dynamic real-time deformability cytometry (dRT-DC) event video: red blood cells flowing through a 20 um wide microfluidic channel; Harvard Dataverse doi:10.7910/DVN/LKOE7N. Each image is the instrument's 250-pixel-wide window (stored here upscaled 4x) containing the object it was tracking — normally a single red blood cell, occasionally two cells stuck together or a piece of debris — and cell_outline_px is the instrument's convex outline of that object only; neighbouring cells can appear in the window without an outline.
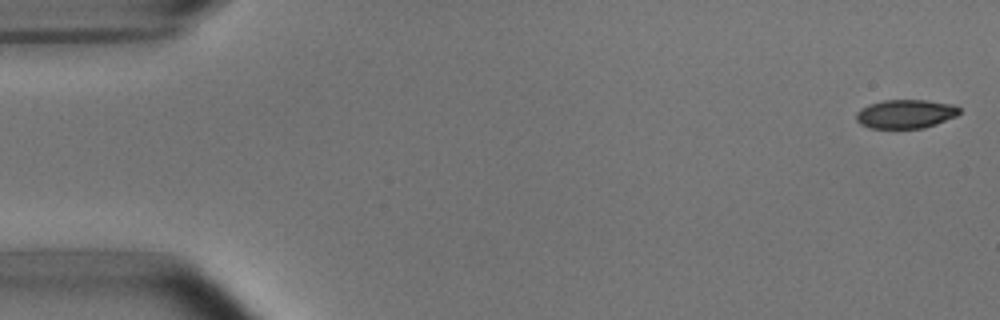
{"species": "common noctule bat (a hibernating species)", "species_latin": "Nyctalus noctula", "temperature_condition": "room temperature", "stored_images_in_passage": 52, "camera_frame_rate_fps": 3000, "um_per_image_px": 0.085, "animal": {"sex": "male", "body_mass_g": 15.6}, "frame": {"image": 1, "passage_image": 1, "time_ms": 0.0, "image_size_px": [1000, 320], "cell_outline_px": [[960, 112], [956, 116], [936, 124], [924, 128], [868, 128], [860, 124], [856, 120], [856, 112], [860, 108], [868, 104], [884, 100], [924, 100], [956, 104], [960, 108]], "centroid_in_image_um": [76.96, 9.68], "position_along_channel_um": 8.0, "area_um2": 17.51}}
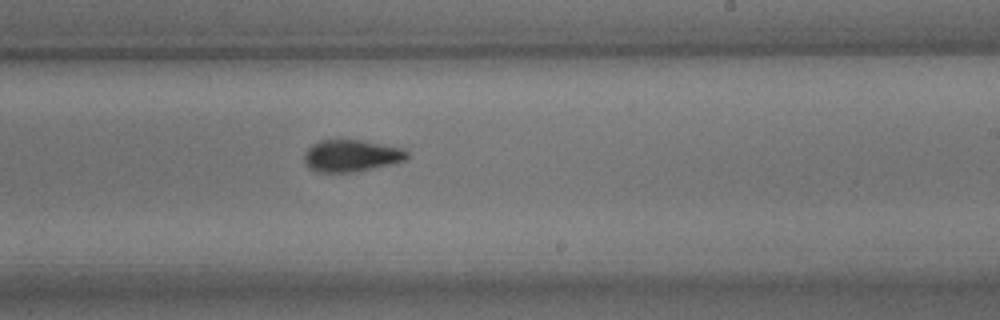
{"frame": {"image": 2, "passage_image": 31, "time_ms": 10.0, "image_size_px": [1000, 320], "cell_outline_px": [[408, 156], [404, 160], [392, 164], [356, 172], [316, 172], [308, 168], [304, 164], [304, 152], [312, 144], [320, 140], [360, 140], [404, 148], [408, 152]], "centroid_in_image_um": [29.83, 13.24], "position_along_channel_um": 259.2, "area_um2": 19.31}}
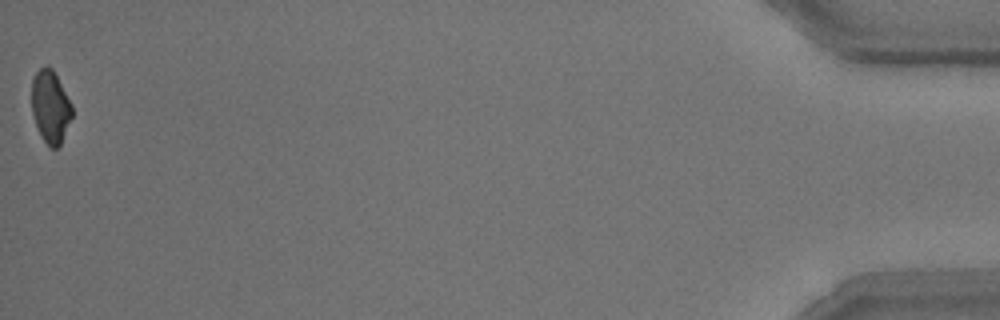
{"frame": {"image": 3, "passage_image": 52, "time_ms": 17.0, "image_size_px": [1000, 320], "cell_outline_px": [[72, 116], [60, 144], [56, 148], [52, 148], [44, 140], [36, 124], [32, 112], [32, 80], [36, 72], [44, 64], [48, 64], [52, 68], [72, 104]], "centroid_in_image_um": [4.28, 9.01], "position_along_channel_um": 430.9, "area_um2": 16.82}, "authors_computed_cell_mechanics": {"area_um2": 18.8717, "velocity_mm_per_s": 3.8097, "shape_relaxation_time_tau1_ms": 3.0746, "shape_relaxation_time_tau2_ms": 3.3614, "deformation_change_tau1": 0.1165, "deformation_change_tau2": 0.0778}}